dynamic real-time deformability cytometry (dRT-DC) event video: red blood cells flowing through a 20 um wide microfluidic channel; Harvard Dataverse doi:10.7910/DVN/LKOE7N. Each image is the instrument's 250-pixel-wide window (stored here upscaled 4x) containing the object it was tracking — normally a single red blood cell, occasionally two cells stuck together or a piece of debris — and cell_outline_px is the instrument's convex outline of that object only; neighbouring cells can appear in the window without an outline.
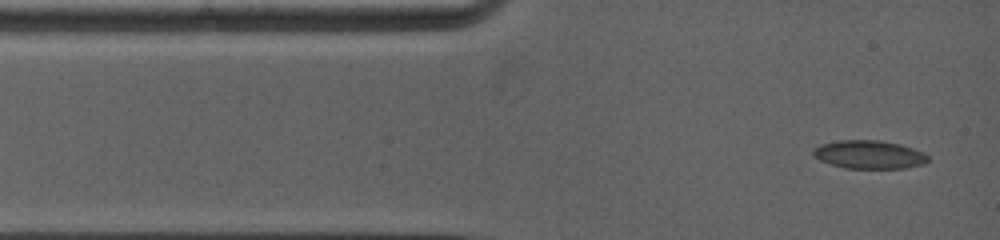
{"species": "common noctule bat (a hibernating species)", "species_latin": "Nyctalus noctula", "temperature_condition": "warm", "stored_images_in_passage": 6, "camera_frame_rate_fps": 5000, "um_per_image_px": 0.085, "animal": {"sex": "female", "body_mass_g": 19.0, "forearm_length_mm": 53.3}, "frame": {"image": 1, "passage_image": 1, "time_ms": 0.0, "image_size_px": [1000, 240], "cell_outline_px": [[928, 160], [924, 164], [904, 168], [844, 168], [820, 160], [812, 152], [820, 144], [840, 140], [880, 140], [900, 144], [924, 152], [928, 156]], "centroid_in_image_um": [73.91, 13.13], "position_along_channel_um": 11.1, "area_um2": 18.79}}
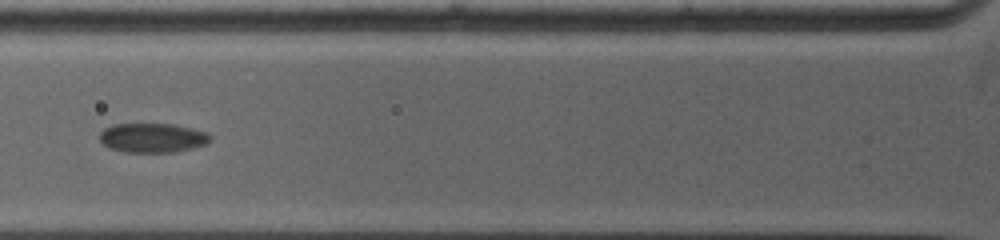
{"frame": {"image": 2, "passage_image": 4, "time_ms": 3.8, "image_size_px": [1000, 240], "cell_outline_px": [[212, 140], [208, 144], [192, 148], [172, 152], [124, 152], [108, 148], [100, 140], [100, 132], [104, 128], [112, 124], [176, 124], [208, 132], [212, 136]], "centroid_in_image_um": [13.0, 11.71], "position_along_channel_um": 112.8, "area_um2": 19.19}}
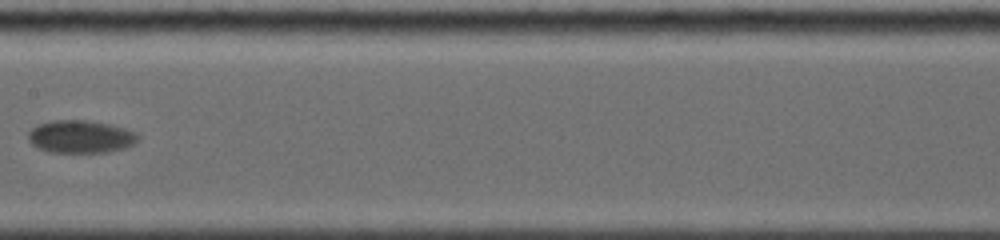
{"frame": {"image": 3, "passage_image": 6, "time_ms": 6.2, "image_size_px": [1000, 240], "cell_outline_px": [[140, 140], [136, 144], [124, 148], [108, 152], [52, 152], [40, 148], [32, 144], [28, 140], [28, 132], [36, 124], [52, 120], [88, 120], [112, 124], [136, 132], [140, 136]], "centroid_in_image_um": [6.89, 11.6], "position_along_channel_um": 200.5, "area_um2": 21.21}}